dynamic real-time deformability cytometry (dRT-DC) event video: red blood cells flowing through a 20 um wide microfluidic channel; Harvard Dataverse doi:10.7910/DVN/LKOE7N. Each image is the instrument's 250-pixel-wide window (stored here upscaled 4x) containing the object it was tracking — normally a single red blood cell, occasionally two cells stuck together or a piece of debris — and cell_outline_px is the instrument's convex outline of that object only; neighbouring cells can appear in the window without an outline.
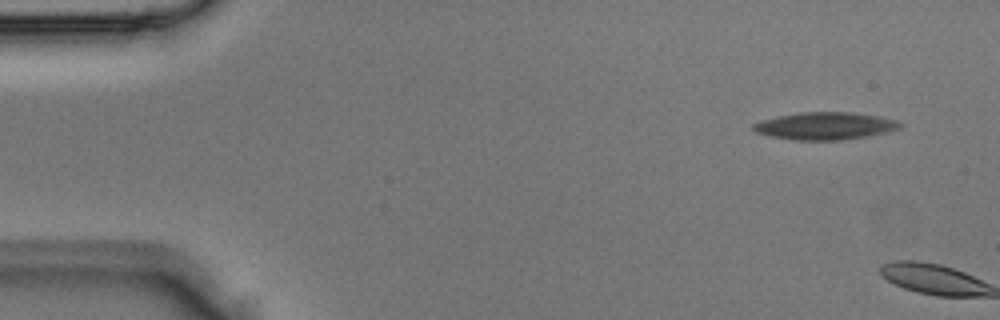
{"species": "Egyptian fruit bat (a non-hibernating species)", "species_latin": "Rousettus aegyptiacus", "temperature_condition": "room temperature", "stored_images_in_passage": 5, "camera_frame_rate_fps": 3000, "um_per_image_px": 0.085, "animal": {"sex": "male"}, "frame": {"image": 1, "passage_image": 1, "time_ms": 0.0, "image_size_px": [1000, 320], "cell_outline_px": [[904, 124], [900, 128], [888, 132], [840, 140], [796, 140], [772, 136], [756, 132], [752, 128], [752, 124], [760, 120], [800, 112], [848, 112], [876, 116], [900, 120]], "centroid_in_image_um": [70.16, 10.7], "position_along_channel_um": 14.8, "area_um2": 23.29}}
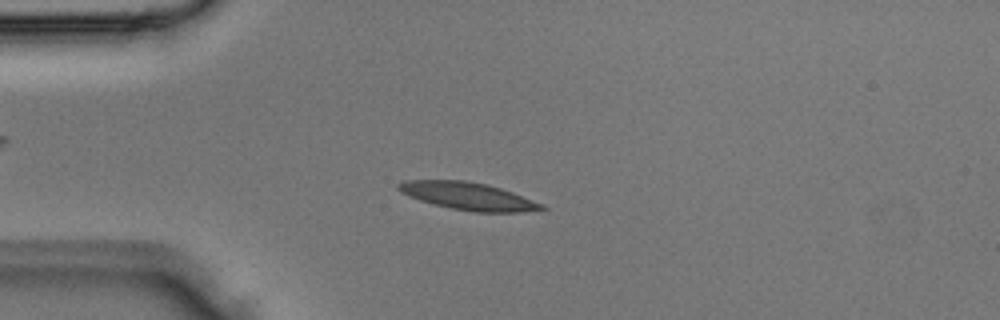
{"frame": {"image": 2, "passage_image": 4, "time_ms": 1.0, "image_size_px": [1000, 320], "cell_outline_px": [[548, 208], [520, 212], [476, 212], [452, 208], [420, 200], [408, 196], [400, 192], [396, 188], [396, 184], [404, 180], [464, 180], [488, 184], [512, 192], [544, 204]], "centroid_in_image_um": [39.77, 16.66], "position_along_channel_um": 45.2, "area_um2": 22.89}}
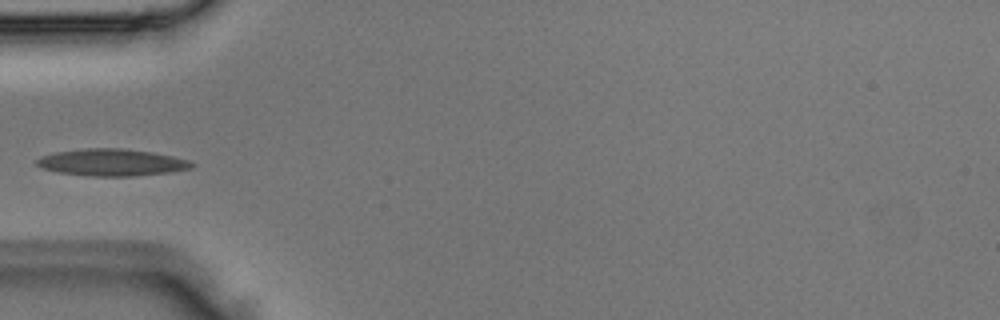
{"frame": {"image": 3, "passage_image": 5, "time_ms": 1.333, "image_size_px": [1000, 320], "cell_outline_px": [[196, 164], [192, 168], [168, 172], [132, 176], [88, 176], [60, 172], [44, 168], [36, 164], [36, 160], [40, 156], [56, 152], [88, 148], [124, 148], [152, 152], [172, 156], [188, 160]], "centroid_in_image_um": [9.51, 13.8], "position_along_channel_um": 75.5, "area_um2": 24.16}}